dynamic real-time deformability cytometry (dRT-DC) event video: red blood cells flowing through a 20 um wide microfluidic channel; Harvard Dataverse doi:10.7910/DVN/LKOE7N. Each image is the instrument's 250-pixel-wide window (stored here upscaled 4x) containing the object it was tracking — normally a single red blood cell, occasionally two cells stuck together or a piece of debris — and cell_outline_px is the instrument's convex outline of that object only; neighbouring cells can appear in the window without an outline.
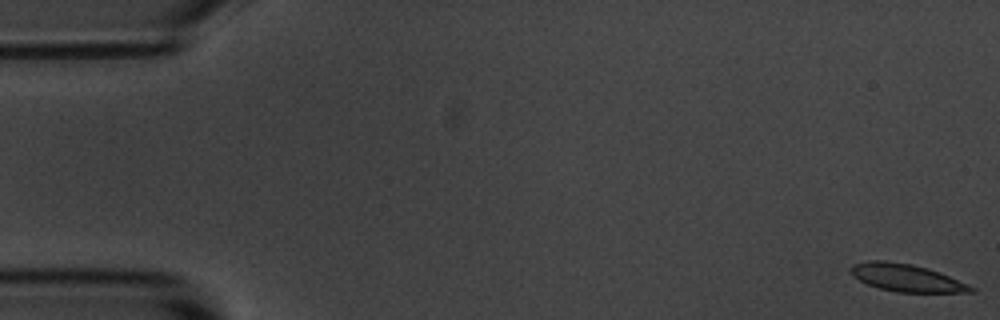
{"species": "common noctule bat (a hibernating species)", "species_latin": "Nyctalus noctula", "temperature_condition": "room temperature", "stored_images_in_passage": 4, "camera_frame_rate_fps": 3000, "um_per_image_px": 0.085, "animal": {"sex": "male", "body_mass_g": 20.1, "forearm_length_mm": 53.5}, "frame": {"image": 1, "passage_image": 1, "time_ms": 0.0, "image_size_px": [1000, 320], "cell_outline_px": [[976, 292], [896, 292], [880, 288], [868, 284], [860, 280], [848, 268], [852, 264], [868, 260], [884, 260], [912, 264], [928, 268], [940, 272], [968, 284], [976, 288]], "centroid_in_image_um": [77.07, 23.6], "position_along_channel_um": 7.9, "area_um2": 19.19}}